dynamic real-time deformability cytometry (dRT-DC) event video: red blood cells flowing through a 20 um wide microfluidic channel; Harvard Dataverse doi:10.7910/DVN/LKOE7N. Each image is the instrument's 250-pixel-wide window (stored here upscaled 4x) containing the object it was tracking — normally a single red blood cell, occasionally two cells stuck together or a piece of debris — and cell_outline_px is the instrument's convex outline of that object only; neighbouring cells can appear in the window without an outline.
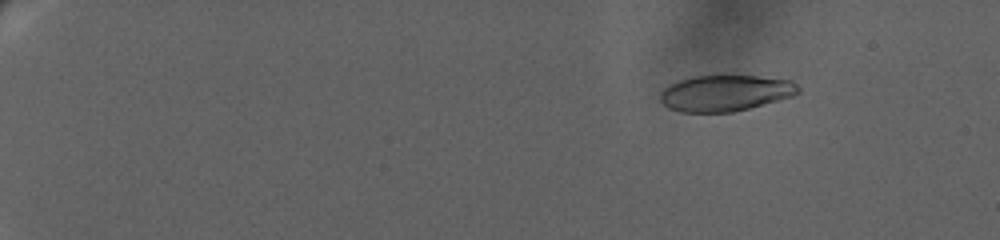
{"species": "human", "species_latin": "Homo sapiens", "temperature_condition": "warm", "stored_images_in_passage": 80, "camera_frame_rate_fps": 3000, "um_per_image_px": 0.085, "donor": {"sex": "female"}, "frame": {"image": 1, "passage_image": 13, "time_ms": 3.667, "image_size_px": [1000, 240], "cell_outline_px": [[800, 92], [792, 96], [748, 108], [732, 112], [680, 112], [668, 108], [660, 100], [660, 92], [668, 84], [676, 80], [692, 76], [724, 72], [792, 80], [800, 88]], "centroid_in_image_um": [61.61, 7.85], "position_along_channel_um": 23.4, "area_um2": 30.06}}
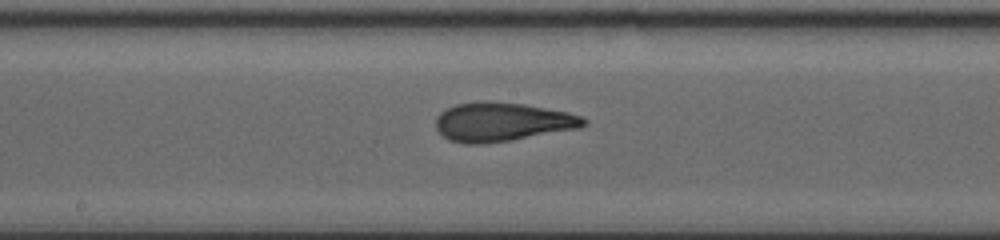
{"frame": {"image": 2, "passage_image": 49, "time_ms": 14.333, "image_size_px": [1000, 240], "cell_outline_px": [[588, 124], [580, 128], [512, 140], [480, 144], [464, 144], [448, 140], [436, 128], [436, 116], [440, 112], [456, 104], [484, 100], [524, 104], [568, 112], [584, 116], [588, 120]], "centroid_in_image_um": [42.71, 10.36], "position_along_channel_um": 205.5, "area_um2": 33.81}}
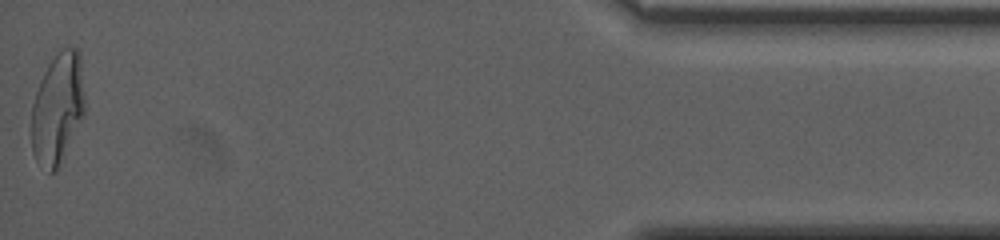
{"frame": {"image": 3, "passage_image": 80, "time_ms": 23.333, "image_size_px": [1000, 240], "cell_outline_px": [[88, 108], [56, 172], [48, 172], [36, 160], [32, 148], [32, 104], [40, 80], [48, 64], [64, 48], [76, 48], [80, 52]], "centroid_in_image_um": [4.95, 9.21], "position_along_channel_um": 430.2, "area_um2": 34.97}, "authors_computed_cell_mechanics": {"area_um2": 32.079, "velocity_mm_per_s": 3.2189, "shape_relaxation_time_tau1_ms": 7.1183, "shape_relaxation_time_tau2_ms": 1.2901, "deformation_change_tau1": 0.2451, "deformation_change_tau2": 0.0918}}